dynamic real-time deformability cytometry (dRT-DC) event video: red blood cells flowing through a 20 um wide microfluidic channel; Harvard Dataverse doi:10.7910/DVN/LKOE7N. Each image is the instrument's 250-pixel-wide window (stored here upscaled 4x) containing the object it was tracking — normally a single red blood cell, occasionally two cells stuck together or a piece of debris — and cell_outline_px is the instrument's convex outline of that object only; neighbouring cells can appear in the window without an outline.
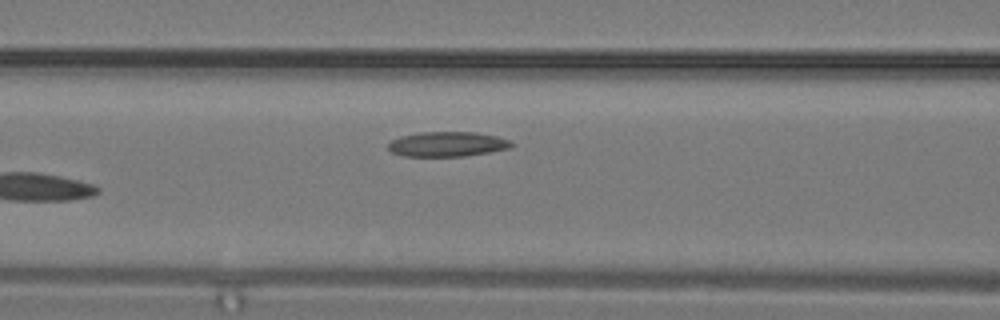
{"species": "common noctule bat (a hibernating species)", "species_latin": "Nyctalus noctula", "temperature_condition": "warm", "stored_images_in_passage": 10, "camera_frame_rate_fps": 3000, "um_per_image_px": 0.085, "animal": {"sex": "male", "body_mass_g": 19.2, "forearm_length_mm": 51.8}, "frame": {"image": 1, "passage_image": 10, "time_ms": 3.0, "image_size_px": [1000, 320], "cell_outline_px": [[516, 144], [512, 148], [464, 156], [404, 156], [392, 152], [388, 148], [388, 144], [392, 140], [400, 136], [420, 132], [476, 132], [496, 136], [508, 140]], "centroid_in_image_um": [38.04, 12.25], "position_along_channel_um": 128.6, "area_um2": 17.86}}